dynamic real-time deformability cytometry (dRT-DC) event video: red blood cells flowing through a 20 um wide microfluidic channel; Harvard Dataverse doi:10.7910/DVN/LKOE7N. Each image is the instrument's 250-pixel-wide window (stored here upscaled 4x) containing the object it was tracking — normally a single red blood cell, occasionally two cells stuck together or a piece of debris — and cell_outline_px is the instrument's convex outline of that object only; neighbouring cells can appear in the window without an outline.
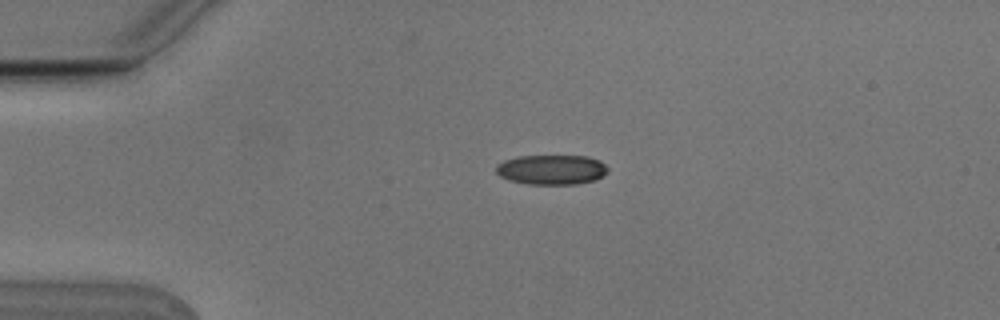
{"species": "Egyptian fruit bat (a non-hibernating species)", "species_latin": "Rousettus aegyptiacus", "temperature_condition": "cold", "stored_images_in_passage": 5, "camera_frame_rate_fps": 3000, "um_per_image_px": 0.085, "animal": {"sex": "male"}, "frame": {"image": 1, "passage_image": 3, "time_ms": 0.667, "image_size_px": [1000, 320], "cell_outline_px": [[608, 172], [596, 180], [576, 184], [528, 184], [512, 180], [500, 176], [496, 172], [496, 164], [504, 160], [520, 156], [588, 156], [600, 160], [608, 168]], "centroid_in_image_um": [46.91, 14.41], "position_along_channel_um": 38.1, "area_um2": 19.42}}